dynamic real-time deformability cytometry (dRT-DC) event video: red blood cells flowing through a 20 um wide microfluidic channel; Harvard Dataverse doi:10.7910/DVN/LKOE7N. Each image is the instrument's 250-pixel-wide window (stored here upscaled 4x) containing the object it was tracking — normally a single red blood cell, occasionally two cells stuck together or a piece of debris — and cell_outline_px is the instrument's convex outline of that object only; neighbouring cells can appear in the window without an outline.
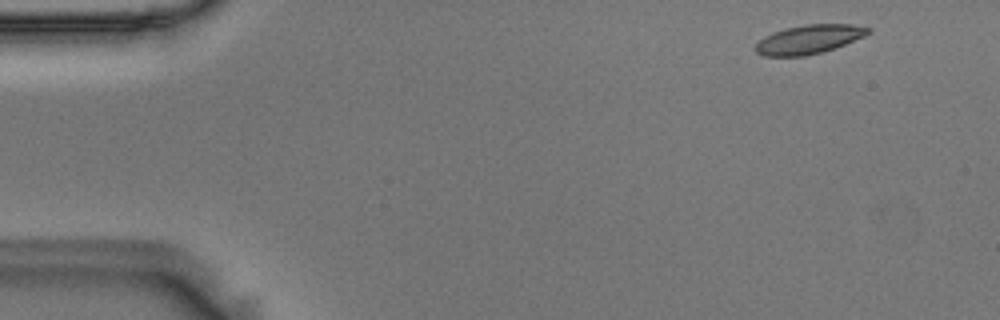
{"species": "Egyptian fruit bat (a non-hibernating species)", "species_latin": "Rousettus aegyptiacus", "temperature_condition": "room temperature", "stored_images_in_passage": 3, "camera_frame_rate_fps": 3000, "um_per_image_px": 0.085, "animal": {"sex": "male"}, "frame": {"image": 1, "passage_image": 2, "time_ms": 0.333, "image_size_px": [1000, 320], "cell_outline_px": [[872, 32], [864, 36], [844, 44], [820, 52], [804, 56], [764, 56], [756, 52], [756, 44], [764, 36], [772, 32], [784, 28], [804, 24], [852, 24], [872, 28]], "centroid_in_image_um": [68.75, 3.32], "position_along_channel_um": 16.2, "area_um2": 18.9}}